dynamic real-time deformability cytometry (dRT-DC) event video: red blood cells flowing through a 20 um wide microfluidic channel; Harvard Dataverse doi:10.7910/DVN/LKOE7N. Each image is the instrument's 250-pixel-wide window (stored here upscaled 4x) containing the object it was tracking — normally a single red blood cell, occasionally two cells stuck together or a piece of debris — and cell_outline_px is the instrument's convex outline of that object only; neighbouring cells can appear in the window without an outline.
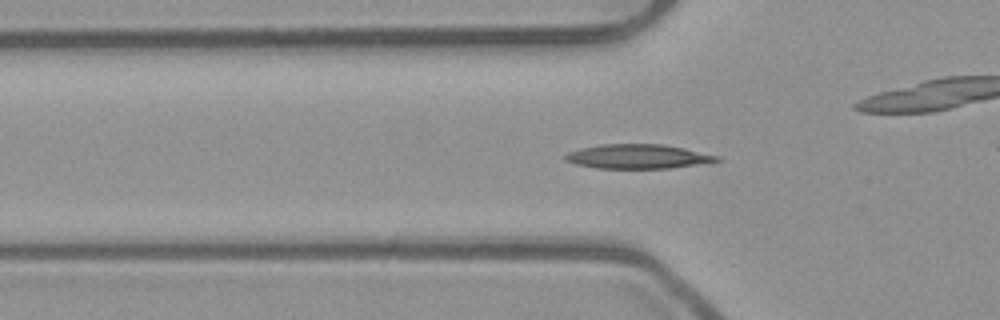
{"species": "common noctule bat (a hibernating species)", "species_latin": "Nyctalus noctula", "temperature_condition": "room temperature", "stored_images_in_passage": 39, "camera_frame_rate_fps": 3000, "um_per_image_px": 0.085, "animal": {"sex": "male", "body_mass_g": 23.1, "forearm_length_mm": 52.7}, "frame": {"image": 1, "passage_image": 3, "time_ms": 0.667, "image_size_px": [1000, 320], "cell_outline_px": [[720, 160], [672, 168], [596, 168], [576, 164], [564, 160], [564, 156], [568, 152], [580, 148], [600, 144], [664, 144], [684, 148], [720, 156]], "centroid_in_image_um": [54.18, 13.29], "position_along_channel_um": 71.6, "area_um2": 21.39}}
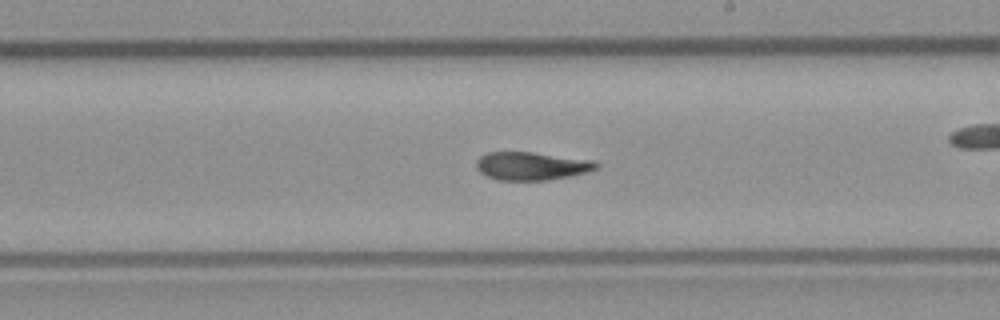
{"frame": {"image": 2, "passage_image": 16, "time_ms": 5.0, "image_size_px": [1000, 320], "cell_outline_px": [[600, 168], [588, 172], [572, 176], [548, 180], [500, 180], [488, 176], [480, 172], [476, 168], [476, 160], [480, 156], [488, 152], [532, 152], [596, 160], [600, 164]], "centroid_in_image_um": [45.25, 14.1], "position_along_channel_um": 243.7, "area_um2": 19.94}}
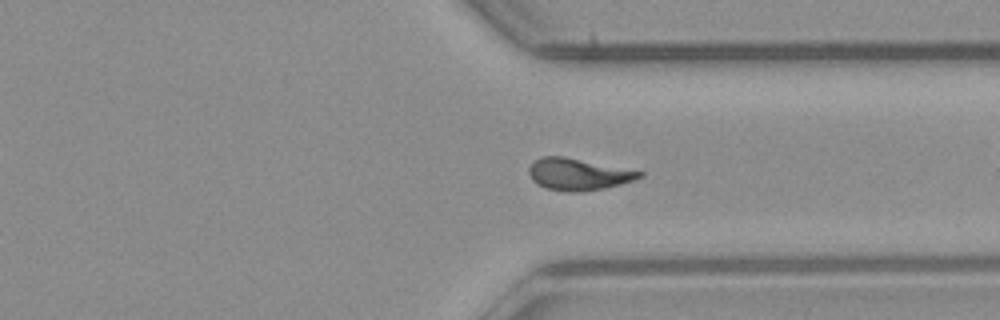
{"frame": {"image": 3, "passage_image": 25, "time_ms": 8.0, "image_size_px": [1000, 320], "cell_outline_px": [[644, 176], [620, 184], [604, 188], [580, 192], [568, 192], [544, 188], [536, 184], [532, 180], [528, 172], [528, 168], [540, 156], [564, 156], [644, 172]], "centroid_in_image_um": [49.11, 14.81], "position_along_channel_um": 362.3, "area_um2": 20.46}, "authors_computed_cell_mechanics": {"area_um2": 19.941, "velocity_mm_per_s": 3.9504, "shape_relaxation_time_tau1_ms": null, "shape_relaxation_time_tau2_ms": 3.058, "deformation_change_tau1": null, "deformation_change_tau2": 0.0938}}